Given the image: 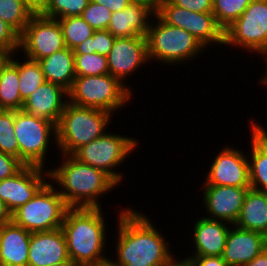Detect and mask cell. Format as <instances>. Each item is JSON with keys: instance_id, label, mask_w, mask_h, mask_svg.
<instances>
[{"instance_id": "obj_28", "label": "cell", "mask_w": 267, "mask_h": 266, "mask_svg": "<svg viewBox=\"0 0 267 266\" xmlns=\"http://www.w3.org/2000/svg\"><path fill=\"white\" fill-rule=\"evenodd\" d=\"M34 14L22 0H0V19L10 25L19 35Z\"/></svg>"}, {"instance_id": "obj_50", "label": "cell", "mask_w": 267, "mask_h": 266, "mask_svg": "<svg viewBox=\"0 0 267 266\" xmlns=\"http://www.w3.org/2000/svg\"><path fill=\"white\" fill-rule=\"evenodd\" d=\"M265 243H266V249H267V234L265 235Z\"/></svg>"}, {"instance_id": "obj_14", "label": "cell", "mask_w": 267, "mask_h": 266, "mask_svg": "<svg viewBox=\"0 0 267 266\" xmlns=\"http://www.w3.org/2000/svg\"><path fill=\"white\" fill-rule=\"evenodd\" d=\"M25 165L14 176L0 181V199L11 214L31 200L49 181V170Z\"/></svg>"}, {"instance_id": "obj_39", "label": "cell", "mask_w": 267, "mask_h": 266, "mask_svg": "<svg viewBox=\"0 0 267 266\" xmlns=\"http://www.w3.org/2000/svg\"><path fill=\"white\" fill-rule=\"evenodd\" d=\"M172 4L193 12H212L213 0H169Z\"/></svg>"}, {"instance_id": "obj_38", "label": "cell", "mask_w": 267, "mask_h": 266, "mask_svg": "<svg viewBox=\"0 0 267 266\" xmlns=\"http://www.w3.org/2000/svg\"><path fill=\"white\" fill-rule=\"evenodd\" d=\"M186 266H229L222 256H186L179 259Z\"/></svg>"}, {"instance_id": "obj_27", "label": "cell", "mask_w": 267, "mask_h": 266, "mask_svg": "<svg viewBox=\"0 0 267 266\" xmlns=\"http://www.w3.org/2000/svg\"><path fill=\"white\" fill-rule=\"evenodd\" d=\"M15 57L16 54L14 53L10 60L18 67L19 91L24 101L46 80L38 61L22 56L21 58L24 60L21 62L17 60V57L14 59Z\"/></svg>"}, {"instance_id": "obj_7", "label": "cell", "mask_w": 267, "mask_h": 266, "mask_svg": "<svg viewBox=\"0 0 267 266\" xmlns=\"http://www.w3.org/2000/svg\"><path fill=\"white\" fill-rule=\"evenodd\" d=\"M138 145L140 144L136 138L106 132L99 138L81 146L72 156L81 163L103 170L120 185L124 175L122 172H118L117 166L120 167L125 162L124 160L131 156L130 153L136 151Z\"/></svg>"}, {"instance_id": "obj_41", "label": "cell", "mask_w": 267, "mask_h": 266, "mask_svg": "<svg viewBox=\"0 0 267 266\" xmlns=\"http://www.w3.org/2000/svg\"><path fill=\"white\" fill-rule=\"evenodd\" d=\"M74 54H92L95 53L93 49V36L87 38L84 42L77 45L74 49Z\"/></svg>"}, {"instance_id": "obj_10", "label": "cell", "mask_w": 267, "mask_h": 266, "mask_svg": "<svg viewBox=\"0 0 267 266\" xmlns=\"http://www.w3.org/2000/svg\"><path fill=\"white\" fill-rule=\"evenodd\" d=\"M249 53H267V0H252L243 14L224 30V46Z\"/></svg>"}, {"instance_id": "obj_42", "label": "cell", "mask_w": 267, "mask_h": 266, "mask_svg": "<svg viewBox=\"0 0 267 266\" xmlns=\"http://www.w3.org/2000/svg\"><path fill=\"white\" fill-rule=\"evenodd\" d=\"M165 0H130L131 3H138L143 4L149 9H151L155 14L158 12V10L161 7V4Z\"/></svg>"}, {"instance_id": "obj_37", "label": "cell", "mask_w": 267, "mask_h": 266, "mask_svg": "<svg viewBox=\"0 0 267 266\" xmlns=\"http://www.w3.org/2000/svg\"><path fill=\"white\" fill-rule=\"evenodd\" d=\"M24 166L18 158L0 151V181L14 176Z\"/></svg>"}, {"instance_id": "obj_25", "label": "cell", "mask_w": 267, "mask_h": 266, "mask_svg": "<svg viewBox=\"0 0 267 266\" xmlns=\"http://www.w3.org/2000/svg\"><path fill=\"white\" fill-rule=\"evenodd\" d=\"M236 227L267 234V192L249 188Z\"/></svg>"}, {"instance_id": "obj_45", "label": "cell", "mask_w": 267, "mask_h": 266, "mask_svg": "<svg viewBox=\"0 0 267 266\" xmlns=\"http://www.w3.org/2000/svg\"><path fill=\"white\" fill-rule=\"evenodd\" d=\"M245 266H267V249L263 250L257 257Z\"/></svg>"}, {"instance_id": "obj_23", "label": "cell", "mask_w": 267, "mask_h": 266, "mask_svg": "<svg viewBox=\"0 0 267 266\" xmlns=\"http://www.w3.org/2000/svg\"><path fill=\"white\" fill-rule=\"evenodd\" d=\"M250 122L251 152L248 156L250 187L267 192V129L253 121ZM250 156V157H249Z\"/></svg>"}, {"instance_id": "obj_4", "label": "cell", "mask_w": 267, "mask_h": 266, "mask_svg": "<svg viewBox=\"0 0 267 266\" xmlns=\"http://www.w3.org/2000/svg\"><path fill=\"white\" fill-rule=\"evenodd\" d=\"M108 111L81 107L67 102L56 126V146L60 154L72 155L81 146L99 138L107 131L112 116Z\"/></svg>"}, {"instance_id": "obj_29", "label": "cell", "mask_w": 267, "mask_h": 266, "mask_svg": "<svg viewBox=\"0 0 267 266\" xmlns=\"http://www.w3.org/2000/svg\"><path fill=\"white\" fill-rule=\"evenodd\" d=\"M58 21L65 45L72 50L91 37L95 31L81 16L60 18Z\"/></svg>"}, {"instance_id": "obj_11", "label": "cell", "mask_w": 267, "mask_h": 266, "mask_svg": "<svg viewBox=\"0 0 267 266\" xmlns=\"http://www.w3.org/2000/svg\"><path fill=\"white\" fill-rule=\"evenodd\" d=\"M156 14L165 23L192 34L205 49L213 44L224 45V29L212 12H193L165 0Z\"/></svg>"}, {"instance_id": "obj_33", "label": "cell", "mask_w": 267, "mask_h": 266, "mask_svg": "<svg viewBox=\"0 0 267 266\" xmlns=\"http://www.w3.org/2000/svg\"><path fill=\"white\" fill-rule=\"evenodd\" d=\"M76 76L108 74L107 56L98 53L74 54Z\"/></svg>"}, {"instance_id": "obj_43", "label": "cell", "mask_w": 267, "mask_h": 266, "mask_svg": "<svg viewBox=\"0 0 267 266\" xmlns=\"http://www.w3.org/2000/svg\"><path fill=\"white\" fill-rule=\"evenodd\" d=\"M22 1L26 3L34 13H40L48 2V0H22Z\"/></svg>"}, {"instance_id": "obj_19", "label": "cell", "mask_w": 267, "mask_h": 266, "mask_svg": "<svg viewBox=\"0 0 267 266\" xmlns=\"http://www.w3.org/2000/svg\"><path fill=\"white\" fill-rule=\"evenodd\" d=\"M265 249L264 234L232 225L226 237L222 258L229 266H245Z\"/></svg>"}, {"instance_id": "obj_30", "label": "cell", "mask_w": 267, "mask_h": 266, "mask_svg": "<svg viewBox=\"0 0 267 266\" xmlns=\"http://www.w3.org/2000/svg\"><path fill=\"white\" fill-rule=\"evenodd\" d=\"M252 0H213L212 13L217 23L225 30L237 20Z\"/></svg>"}, {"instance_id": "obj_3", "label": "cell", "mask_w": 267, "mask_h": 266, "mask_svg": "<svg viewBox=\"0 0 267 266\" xmlns=\"http://www.w3.org/2000/svg\"><path fill=\"white\" fill-rule=\"evenodd\" d=\"M60 156V165L48 169L49 181L60 187L58 192L66 205L69 208H102L100 197L116 189L118 184L103 170L81 163L72 155Z\"/></svg>"}, {"instance_id": "obj_26", "label": "cell", "mask_w": 267, "mask_h": 266, "mask_svg": "<svg viewBox=\"0 0 267 266\" xmlns=\"http://www.w3.org/2000/svg\"><path fill=\"white\" fill-rule=\"evenodd\" d=\"M18 67L9 60L0 72V109L21 110Z\"/></svg>"}, {"instance_id": "obj_18", "label": "cell", "mask_w": 267, "mask_h": 266, "mask_svg": "<svg viewBox=\"0 0 267 266\" xmlns=\"http://www.w3.org/2000/svg\"><path fill=\"white\" fill-rule=\"evenodd\" d=\"M69 260L61 228L31 233L27 266H51Z\"/></svg>"}, {"instance_id": "obj_15", "label": "cell", "mask_w": 267, "mask_h": 266, "mask_svg": "<svg viewBox=\"0 0 267 266\" xmlns=\"http://www.w3.org/2000/svg\"><path fill=\"white\" fill-rule=\"evenodd\" d=\"M226 146L215 155L203 185L250 187L248 156Z\"/></svg>"}, {"instance_id": "obj_46", "label": "cell", "mask_w": 267, "mask_h": 266, "mask_svg": "<svg viewBox=\"0 0 267 266\" xmlns=\"http://www.w3.org/2000/svg\"><path fill=\"white\" fill-rule=\"evenodd\" d=\"M12 53L8 50L0 48V72L2 71L3 67L8 63L11 59Z\"/></svg>"}, {"instance_id": "obj_5", "label": "cell", "mask_w": 267, "mask_h": 266, "mask_svg": "<svg viewBox=\"0 0 267 266\" xmlns=\"http://www.w3.org/2000/svg\"><path fill=\"white\" fill-rule=\"evenodd\" d=\"M153 18L155 22L151 20L146 35L150 63L159 61L177 66L197 58L201 52L205 54V48L192 34L165 23L157 14Z\"/></svg>"}, {"instance_id": "obj_22", "label": "cell", "mask_w": 267, "mask_h": 266, "mask_svg": "<svg viewBox=\"0 0 267 266\" xmlns=\"http://www.w3.org/2000/svg\"><path fill=\"white\" fill-rule=\"evenodd\" d=\"M31 232L13 221L0 226V263L3 266H27Z\"/></svg>"}, {"instance_id": "obj_36", "label": "cell", "mask_w": 267, "mask_h": 266, "mask_svg": "<svg viewBox=\"0 0 267 266\" xmlns=\"http://www.w3.org/2000/svg\"><path fill=\"white\" fill-rule=\"evenodd\" d=\"M93 49L95 52L107 56L116 39L107 29L96 30L93 33Z\"/></svg>"}, {"instance_id": "obj_34", "label": "cell", "mask_w": 267, "mask_h": 266, "mask_svg": "<svg viewBox=\"0 0 267 266\" xmlns=\"http://www.w3.org/2000/svg\"><path fill=\"white\" fill-rule=\"evenodd\" d=\"M112 13L107 7L89 1L81 17L96 31L108 28Z\"/></svg>"}, {"instance_id": "obj_12", "label": "cell", "mask_w": 267, "mask_h": 266, "mask_svg": "<svg viewBox=\"0 0 267 266\" xmlns=\"http://www.w3.org/2000/svg\"><path fill=\"white\" fill-rule=\"evenodd\" d=\"M66 48L58 19L35 13L19 36V51L32 60H41Z\"/></svg>"}, {"instance_id": "obj_49", "label": "cell", "mask_w": 267, "mask_h": 266, "mask_svg": "<svg viewBox=\"0 0 267 266\" xmlns=\"http://www.w3.org/2000/svg\"><path fill=\"white\" fill-rule=\"evenodd\" d=\"M173 266H186L183 262L178 261Z\"/></svg>"}, {"instance_id": "obj_40", "label": "cell", "mask_w": 267, "mask_h": 266, "mask_svg": "<svg viewBox=\"0 0 267 266\" xmlns=\"http://www.w3.org/2000/svg\"><path fill=\"white\" fill-rule=\"evenodd\" d=\"M96 4L107 7L111 12L125 9L131 2L130 0H91Z\"/></svg>"}, {"instance_id": "obj_6", "label": "cell", "mask_w": 267, "mask_h": 266, "mask_svg": "<svg viewBox=\"0 0 267 266\" xmlns=\"http://www.w3.org/2000/svg\"><path fill=\"white\" fill-rule=\"evenodd\" d=\"M133 93L135 92L131 88H127L109 73L97 76H76L68 91V102L81 107L105 110L114 116L116 110L121 111L134 99Z\"/></svg>"}, {"instance_id": "obj_32", "label": "cell", "mask_w": 267, "mask_h": 266, "mask_svg": "<svg viewBox=\"0 0 267 266\" xmlns=\"http://www.w3.org/2000/svg\"><path fill=\"white\" fill-rule=\"evenodd\" d=\"M89 1L90 0H48L40 14L53 19L81 16Z\"/></svg>"}, {"instance_id": "obj_35", "label": "cell", "mask_w": 267, "mask_h": 266, "mask_svg": "<svg viewBox=\"0 0 267 266\" xmlns=\"http://www.w3.org/2000/svg\"><path fill=\"white\" fill-rule=\"evenodd\" d=\"M19 36L10 25L0 19V48L18 54Z\"/></svg>"}, {"instance_id": "obj_9", "label": "cell", "mask_w": 267, "mask_h": 266, "mask_svg": "<svg viewBox=\"0 0 267 266\" xmlns=\"http://www.w3.org/2000/svg\"><path fill=\"white\" fill-rule=\"evenodd\" d=\"M14 130L19 144V160L24 165L44 168L51 140L57 145L56 125L23 110H15Z\"/></svg>"}, {"instance_id": "obj_17", "label": "cell", "mask_w": 267, "mask_h": 266, "mask_svg": "<svg viewBox=\"0 0 267 266\" xmlns=\"http://www.w3.org/2000/svg\"><path fill=\"white\" fill-rule=\"evenodd\" d=\"M67 102L68 91L60 85L46 81L24 100L21 110L57 126Z\"/></svg>"}, {"instance_id": "obj_31", "label": "cell", "mask_w": 267, "mask_h": 266, "mask_svg": "<svg viewBox=\"0 0 267 266\" xmlns=\"http://www.w3.org/2000/svg\"><path fill=\"white\" fill-rule=\"evenodd\" d=\"M15 110L0 109V151L19 159V144L14 130Z\"/></svg>"}, {"instance_id": "obj_47", "label": "cell", "mask_w": 267, "mask_h": 266, "mask_svg": "<svg viewBox=\"0 0 267 266\" xmlns=\"http://www.w3.org/2000/svg\"><path fill=\"white\" fill-rule=\"evenodd\" d=\"M261 57L264 59V64L266 66L264 67L265 71H262V72H264L263 76H261L262 78L261 77L259 78V80H260L259 83H261L263 87L265 86V88H267V53L263 54V56H261Z\"/></svg>"}, {"instance_id": "obj_13", "label": "cell", "mask_w": 267, "mask_h": 266, "mask_svg": "<svg viewBox=\"0 0 267 266\" xmlns=\"http://www.w3.org/2000/svg\"><path fill=\"white\" fill-rule=\"evenodd\" d=\"M149 63L146 36L116 38L107 55L109 74L117 78L123 85L133 72Z\"/></svg>"}, {"instance_id": "obj_20", "label": "cell", "mask_w": 267, "mask_h": 266, "mask_svg": "<svg viewBox=\"0 0 267 266\" xmlns=\"http://www.w3.org/2000/svg\"><path fill=\"white\" fill-rule=\"evenodd\" d=\"M228 224V225H227ZM192 239L194 253L192 256H222L226 237L232 226L221 220H213L202 216L193 224Z\"/></svg>"}, {"instance_id": "obj_24", "label": "cell", "mask_w": 267, "mask_h": 266, "mask_svg": "<svg viewBox=\"0 0 267 266\" xmlns=\"http://www.w3.org/2000/svg\"><path fill=\"white\" fill-rule=\"evenodd\" d=\"M38 62L46 81L60 85L67 91L71 89L76 77L72 49L63 48Z\"/></svg>"}, {"instance_id": "obj_48", "label": "cell", "mask_w": 267, "mask_h": 266, "mask_svg": "<svg viewBox=\"0 0 267 266\" xmlns=\"http://www.w3.org/2000/svg\"><path fill=\"white\" fill-rule=\"evenodd\" d=\"M51 266H78V265L75 264L73 261L69 260V261H65L63 263H58L56 265H51Z\"/></svg>"}, {"instance_id": "obj_8", "label": "cell", "mask_w": 267, "mask_h": 266, "mask_svg": "<svg viewBox=\"0 0 267 266\" xmlns=\"http://www.w3.org/2000/svg\"><path fill=\"white\" fill-rule=\"evenodd\" d=\"M48 181L37 194L12 213V221L29 232L61 228L69 208L58 189Z\"/></svg>"}, {"instance_id": "obj_2", "label": "cell", "mask_w": 267, "mask_h": 266, "mask_svg": "<svg viewBox=\"0 0 267 266\" xmlns=\"http://www.w3.org/2000/svg\"><path fill=\"white\" fill-rule=\"evenodd\" d=\"M102 210L68 208L65 213L61 229L69 259L78 266H104L109 263L110 258L104 254L108 230Z\"/></svg>"}, {"instance_id": "obj_44", "label": "cell", "mask_w": 267, "mask_h": 266, "mask_svg": "<svg viewBox=\"0 0 267 266\" xmlns=\"http://www.w3.org/2000/svg\"><path fill=\"white\" fill-rule=\"evenodd\" d=\"M12 221V214L7 209L6 204L0 199V226Z\"/></svg>"}, {"instance_id": "obj_16", "label": "cell", "mask_w": 267, "mask_h": 266, "mask_svg": "<svg viewBox=\"0 0 267 266\" xmlns=\"http://www.w3.org/2000/svg\"><path fill=\"white\" fill-rule=\"evenodd\" d=\"M202 186L204 211L208 214L204 217L234 225L240 216L245 195L251 187Z\"/></svg>"}, {"instance_id": "obj_1", "label": "cell", "mask_w": 267, "mask_h": 266, "mask_svg": "<svg viewBox=\"0 0 267 266\" xmlns=\"http://www.w3.org/2000/svg\"><path fill=\"white\" fill-rule=\"evenodd\" d=\"M116 216L117 259H109L110 266H173L178 262L169 241L144 213L128 207L120 209Z\"/></svg>"}, {"instance_id": "obj_21", "label": "cell", "mask_w": 267, "mask_h": 266, "mask_svg": "<svg viewBox=\"0 0 267 266\" xmlns=\"http://www.w3.org/2000/svg\"><path fill=\"white\" fill-rule=\"evenodd\" d=\"M155 13L143 4L130 3L112 13L107 30L116 38L146 36Z\"/></svg>"}]
</instances>
